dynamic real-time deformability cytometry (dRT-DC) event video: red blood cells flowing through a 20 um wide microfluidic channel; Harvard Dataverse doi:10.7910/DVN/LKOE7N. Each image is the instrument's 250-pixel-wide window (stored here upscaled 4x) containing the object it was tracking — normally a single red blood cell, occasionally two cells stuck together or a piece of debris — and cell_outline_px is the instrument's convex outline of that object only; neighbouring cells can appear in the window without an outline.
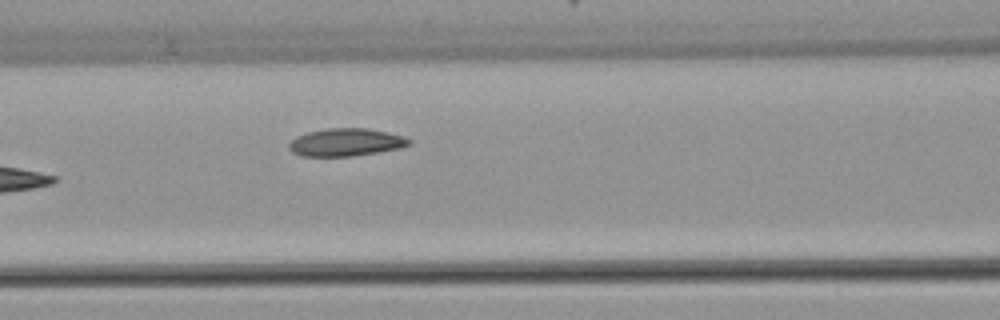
{"species": "common noctule bat (a hibernating species)", "species_latin": "Nyctalus noctula", "temperature_condition": "warm", "stored_images_in_passage": 6, "camera_frame_rate_fps": 3000, "um_per_image_px": 0.085, "animal": {"sex": "female", "body_mass_g": 22.7, "forearm_length_mm": 54.2}, "frame": {"image": 1, "passage_image": 6, "time_ms": 7.0, "image_size_px": [1000, 320], "cell_outline_px": [[412, 144], [400, 148], [352, 156], [300, 156], [292, 152], [288, 148], [288, 144], [296, 136], [308, 132], [328, 128], [368, 128], [388, 132], [404, 136], [412, 140]], "centroid_in_image_um": [29.41, 12.09], "position_along_channel_um": 137.2, "area_um2": 19.48}}